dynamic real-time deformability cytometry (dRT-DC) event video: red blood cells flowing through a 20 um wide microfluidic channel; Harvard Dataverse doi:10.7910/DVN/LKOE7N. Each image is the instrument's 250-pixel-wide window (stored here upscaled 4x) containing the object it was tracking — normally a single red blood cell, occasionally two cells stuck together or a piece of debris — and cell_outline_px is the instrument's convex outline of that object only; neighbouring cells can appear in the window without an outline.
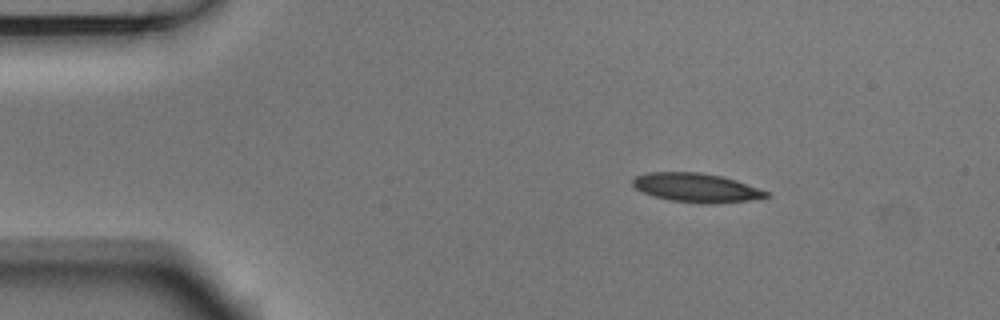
{"species": "Egyptian fruit bat (a non-hibernating species)", "species_latin": "Rousettus aegyptiacus", "temperature_condition": "room temperature", "stored_images_in_passage": 2, "camera_frame_rate_fps": 3000, "um_per_image_px": 0.085, "animal": {"sex": "male"}, "frame": {"image": 1, "passage_image": 1, "time_ms": 0.0, "image_size_px": [1000, 320], "cell_outline_px": [[772, 196], [748, 200], [712, 204], [704, 204], [668, 200], [644, 192], [636, 188], [632, 184], [632, 180], [636, 176], [648, 172], [700, 172], [724, 176], [736, 180], [768, 192]], "centroid_in_image_um": [59.2, 15.95], "position_along_channel_um": 25.8, "area_um2": 22.48}}